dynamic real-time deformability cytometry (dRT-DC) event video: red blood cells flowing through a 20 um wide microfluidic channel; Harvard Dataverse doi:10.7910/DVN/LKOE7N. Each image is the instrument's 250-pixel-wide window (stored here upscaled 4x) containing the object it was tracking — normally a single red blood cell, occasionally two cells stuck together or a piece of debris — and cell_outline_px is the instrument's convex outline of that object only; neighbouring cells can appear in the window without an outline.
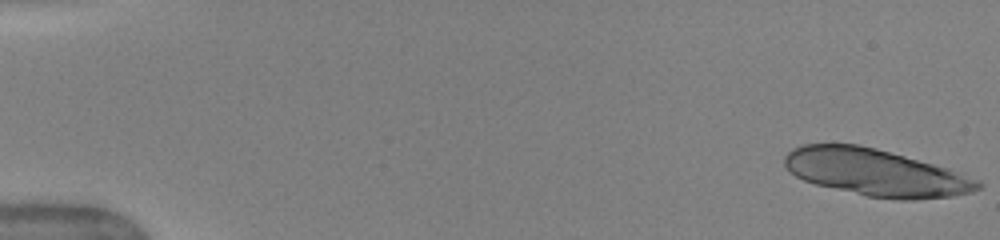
{"species": "human", "species_latin": "Homo sapiens", "temperature_condition": "warm", "stored_images_in_passage": 17, "camera_frame_rate_fps": 3000, "um_per_image_px": 0.085, "donor": {"sex": "female"}, "frame": {"image": 1, "passage_image": 1, "time_ms": 0.0, "image_size_px": [1000, 240], "cell_outline_px": [[984, 184], [980, 188], [972, 192], [952, 196], [916, 200], [900, 200], [868, 196], [816, 184], [804, 180], [796, 176], [784, 164], [784, 156], [792, 148], [800, 144], [860, 144], [876, 148], [964, 172], [980, 180]], "centroid_in_image_um": [74.5, 14.66], "position_along_channel_um": 10.5, "area_um2": 53.12}}
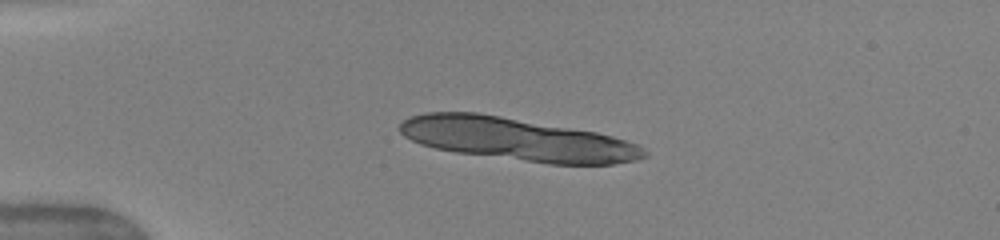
{"frame": {"image": 2, "passage_image": 12, "time_ms": 3.667, "image_size_px": [1000, 240], "cell_outline_px": [[648, 156], [640, 160], [612, 164], [548, 164], [456, 152], [436, 148], [420, 144], [404, 136], [400, 132], [400, 124], [404, 120], [412, 116], [424, 112], [476, 112], [596, 132], [612, 136], [640, 144], [648, 152]], "centroid_in_image_um": [44.01, 11.84], "position_along_channel_um": 41.0, "area_um2": 60.92}}